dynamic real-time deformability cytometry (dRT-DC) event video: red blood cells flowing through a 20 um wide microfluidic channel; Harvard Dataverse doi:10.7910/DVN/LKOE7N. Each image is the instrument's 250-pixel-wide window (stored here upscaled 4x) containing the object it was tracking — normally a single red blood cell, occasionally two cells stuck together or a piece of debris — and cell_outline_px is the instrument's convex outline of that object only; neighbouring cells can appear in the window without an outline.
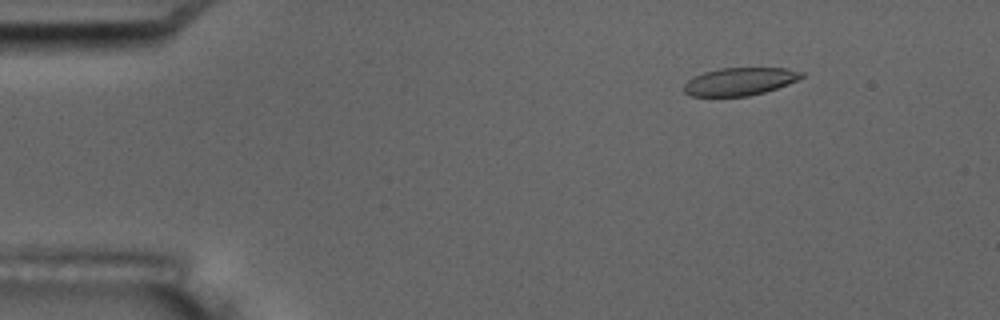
{"species": "common noctule bat (a hibernating species)", "species_latin": "Nyctalus noctula", "temperature_condition": "room temperature", "stored_images_in_passage": 8, "camera_frame_rate_fps": 3000, "um_per_image_px": 0.085, "animal": {"sex": "male", "body_mass_g": 17.5, "forearm_length_mm": 52.3}, "frame": {"image": 1, "passage_image": 3, "time_ms": 2.333, "image_size_px": [1000, 320], "cell_outline_px": [[804, 76], [788, 84], [764, 92], [748, 96], [692, 96], [684, 92], [684, 84], [692, 76], [704, 72], [720, 68], [784, 68], [804, 72]], "centroid_in_image_um": [62.86, 6.92], "position_along_channel_um": 22.1, "area_um2": 18.96}}
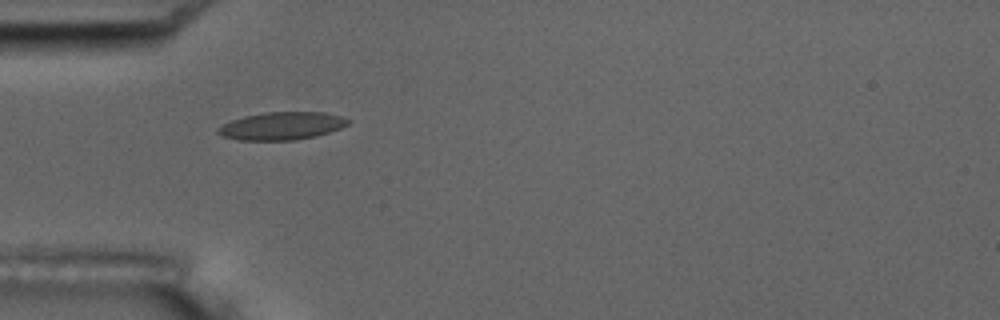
{"frame": {"image": 2, "passage_image": 6, "time_ms": 5.667, "image_size_px": [1000, 320], "cell_outline_px": [[352, 120], [348, 124], [340, 128], [316, 136], [292, 140], [240, 140], [220, 136], [216, 132], [216, 128], [232, 120], [244, 116], [264, 112], [324, 112], [340, 116]], "centroid_in_image_um": [23.93, 10.7], "position_along_channel_um": 61.1, "area_um2": 21.04}}